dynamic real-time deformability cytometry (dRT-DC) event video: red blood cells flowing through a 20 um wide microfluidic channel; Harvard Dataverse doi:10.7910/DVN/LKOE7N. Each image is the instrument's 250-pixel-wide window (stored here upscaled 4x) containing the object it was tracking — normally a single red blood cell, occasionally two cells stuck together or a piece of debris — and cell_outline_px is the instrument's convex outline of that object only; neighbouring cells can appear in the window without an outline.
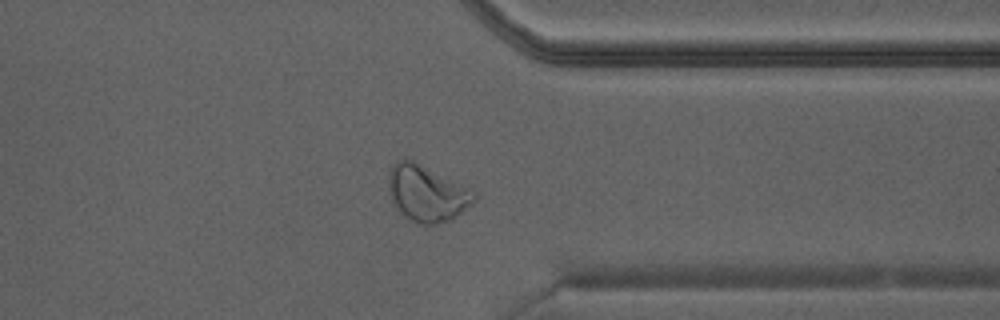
{"species": "Egyptian fruit bat (a non-hibernating species)", "species_latin": "Rousettus aegyptiacus", "temperature_condition": "warm", "stored_images_in_passage": 27, "camera_frame_rate_fps": 3000, "um_per_image_px": 0.085, "animal": {"sex": "male"}, "frame": {"image": 1, "passage_image": 23, "time_ms": 7.333, "image_size_px": [1000, 320], "cell_outline_px": [[476, 200], [472, 204], [452, 220], [436, 224], [416, 224], [404, 216], [396, 208], [388, 192], [388, 172], [392, 164], [400, 160], [412, 160], [472, 188], [476, 192]], "centroid_in_image_um": [36.29, 16.45], "position_along_channel_um": 375.1, "area_um2": 28.38}}